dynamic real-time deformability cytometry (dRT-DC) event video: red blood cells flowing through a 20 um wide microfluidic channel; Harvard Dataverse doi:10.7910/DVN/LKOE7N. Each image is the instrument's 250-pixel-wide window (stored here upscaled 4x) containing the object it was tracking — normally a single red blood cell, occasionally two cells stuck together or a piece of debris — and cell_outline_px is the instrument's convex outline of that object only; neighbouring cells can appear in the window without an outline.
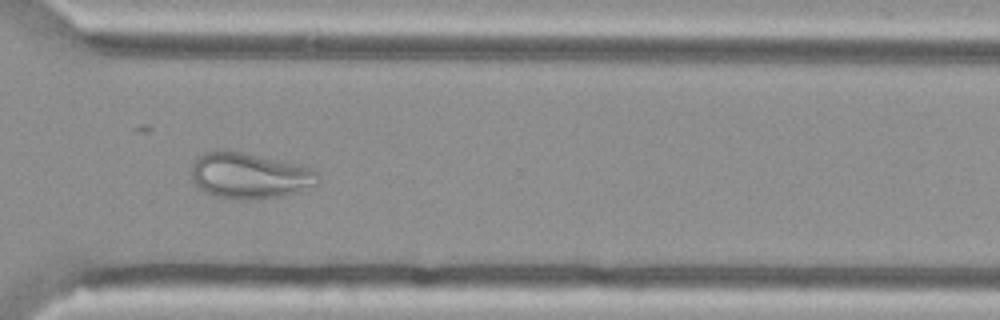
{"species": "Egyptian fruit bat (a non-hibernating species)", "species_latin": "Rousettus aegyptiacus", "temperature_condition": "cold", "stored_images_in_passage": 46, "camera_frame_rate_fps": 3000, "um_per_image_px": 0.085, "animal": {"sex": "female"}, "frame": {"image": 1, "passage_image": 35, "time_ms": 11.333, "image_size_px": [1000, 320], "cell_outline_px": [[320, 184], [296, 192], [280, 196], [248, 200], [240, 200], [216, 196], [204, 192], [192, 180], [192, 164], [196, 156], [204, 152], [216, 148], [224, 148], [296, 164], [312, 168], [320, 176]], "centroid_in_image_um": [21.18, 14.91], "position_along_channel_um": 349.4, "area_um2": 34.28}}
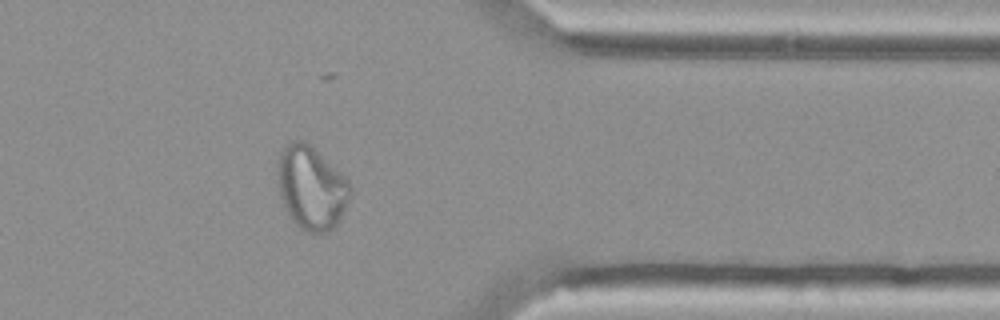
{"frame": {"image": 2, "passage_image": 39, "time_ms": 12.667, "image_size_px": [1000, 320], "cell_outline_px": [[352, 188], [344, 212], [340, 220], [328, 232], [304, 232], [292, 220], [280, 196], [276, 180], [280, 152], [292, 140], [304, 140], [312, 144], [348, 180]], "centroid_in_image_um": [26.46, 15.94], "position_along_channel_um": 384.9, "area_um2": 35.43}}